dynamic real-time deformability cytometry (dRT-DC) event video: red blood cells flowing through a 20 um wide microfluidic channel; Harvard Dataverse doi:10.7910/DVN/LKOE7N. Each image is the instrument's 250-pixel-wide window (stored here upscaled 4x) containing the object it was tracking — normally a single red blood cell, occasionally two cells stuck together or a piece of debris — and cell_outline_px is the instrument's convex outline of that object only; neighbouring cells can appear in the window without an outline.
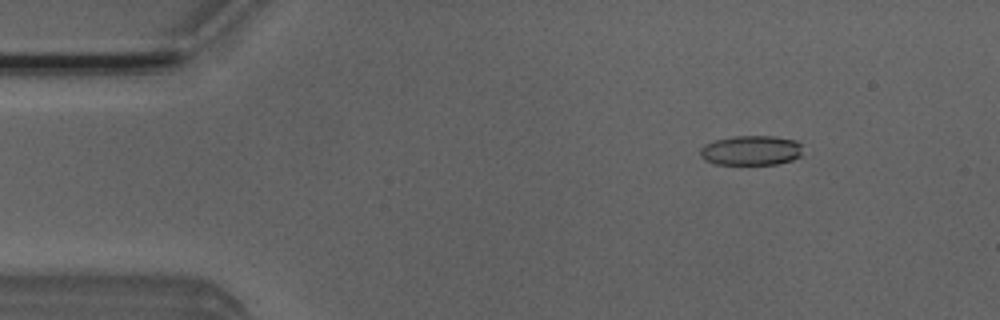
{"species": "Egyptian fruit bat (a non-hibernating species)", "species_latin": "Rousettus aegyptiacus", "temperature_condition": "room temperature", "stored_images_in_passage": 46, "camera_frame_rate_fps": 3000, "um_per_image_px": 0.085, "animal": {"sex": "male"}, "frame": {"image": 1, "passage_image": 1, "time_ms": 0.0, "image_size_px": [1000, 320], "cell_outline_px": [[800, 156], [792, 160], [776, 164], [716, 164], [704, 160], [700, 156], [700, 148], [704, 144], [716, 140], [732, 136], [776, 136], [796, 140], [800, 144]], "centroid_in_image_um": [63.81, 12.78], "position_along_channel_um": 21.2, "area_um2": 17.8}}
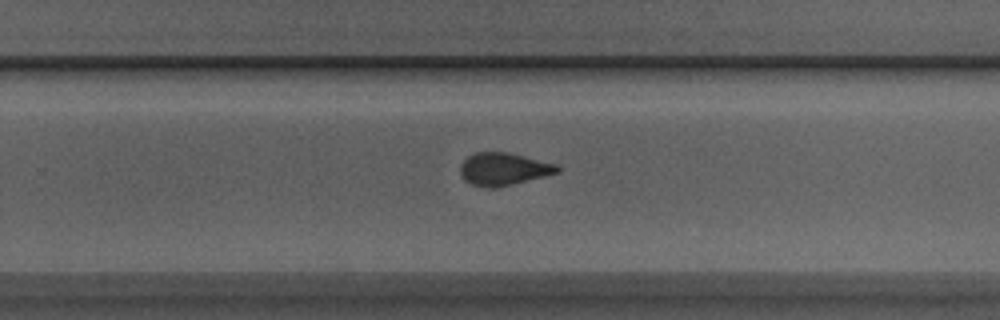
{"frame": {"image": 2, "passage_image": 27, "time_ms": 8.667, "image_size_px": [1000, 320], "cell_outline_px": [[560, 172], [496, 188], [484, 188], [472, 184], [464, 180], [460, 176], [460, 164], [468, 156], [476, 152], [508, 152], [556, 164], [560, 168]], "centroid_in_image_um": [42.76, 14.37], "position_along_channel_um": 287.0, "area_um2": 18.44}}
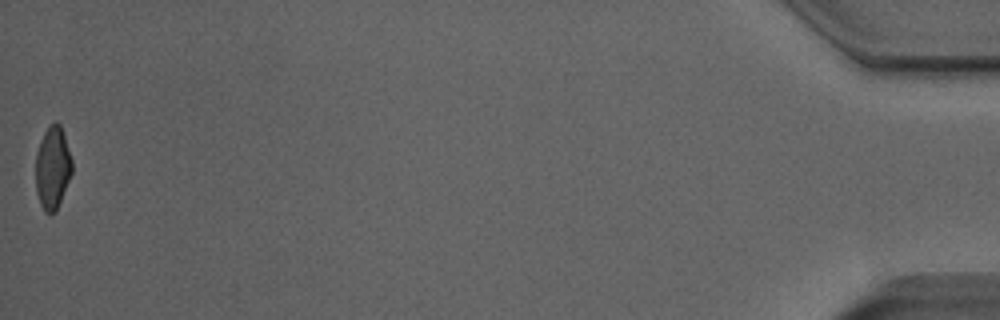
{"frame": {"image": 3, "passage_image": 46, "time_ms": 15.0, "image_size_px": [1000, 320], "cell_outline_px": [[72, 172], [56, 212], [52, 216], [48, 216], [44, 212], [40, 204], [36, 192], [36, 152], [40, 140], [48, 124], [56, 120], [60, 124], [72, 160]], "centroid_in_image_um": [4.45, 14.28], "position_along_channel_um": 430.7, "area_um2": 17.8}, "authors_computed_cell_mechanics": {"area_um2": 18.5538, "velocity_mm_per_s": 3.9435, "shape_relaxation_time_tau1_ms": null, "shape_relaxation_time_tau2_ms": 1.4708, "deformation_change_tau1": null, "deformation_change_tau2": 0.0879}}